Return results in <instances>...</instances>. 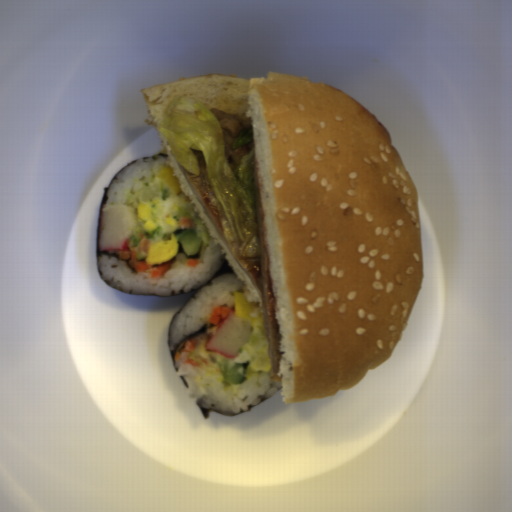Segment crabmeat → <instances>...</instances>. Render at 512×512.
Wrapping results in <instances>:
<instances>
[{
    "mask_svg": "<svg viewBox=\"0 0 512 512\" xmlns=\"http://www.w3.org/2000/svg\"><path fill=\"white\" fill-rule=\"evenodd\" d=\"M250 322L235 313H229L216 326L206 349L223 357L235 359L252 333Z\"/></svg>",
    "mask_w": 512,
    "mask_h": 512,
    "instance_id": "obj_2",
    "label": "crabmeat"
},
{
    "mask_svg": "<svg viewBox=\"0 0 512 512\" xmlns=\"http://www.w3.org/2000/svg\"><path fill=\"white\" fill-rule=\"evenodd\" d=\"M133 207L124 204H107L101 210L98 250L105 252L128 251L136 229Z\"/></svg>",
    "mask_w": 512,
    "mask_h": 512,
    "instance_id": "obj_1",
    "label": "crabmeat"
}]
</instances>
